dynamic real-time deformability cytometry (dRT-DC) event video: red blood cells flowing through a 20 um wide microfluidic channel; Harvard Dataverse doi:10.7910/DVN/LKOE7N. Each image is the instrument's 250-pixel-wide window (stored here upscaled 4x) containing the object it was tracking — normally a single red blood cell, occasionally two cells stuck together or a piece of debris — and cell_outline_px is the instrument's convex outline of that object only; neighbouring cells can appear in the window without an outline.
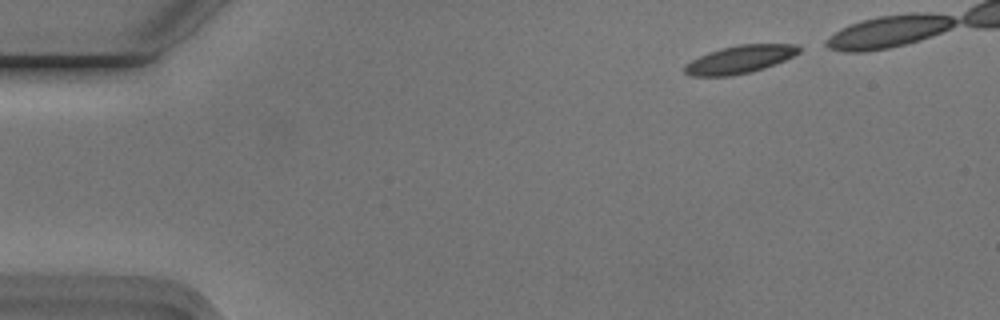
{"species": "Egyptian fruit bat (a non-hibernating species)", "species_latin": "Rousettus aegyptiacus", "temperature_condition": "cold", "stored_images_in_passage": 39, "camera_frame_rate_fps": 3000, "um_per_image_px": 0.085, "animal": {"sex": "male"}, "frame": {"image": 1, "passage_image": 1, "time_ms": 0.0, "image_size_px": [1000, 320], "cell_outline_px": [[800, 52], [784, 60], [764, 68], [752, 72], [732, 76], [692, 76], [684, 72], [684, 64], [708, 52], [720, 48], [740, 44], [796, 44], [800, 48]], "centroid_in_image_um": [62.86, 5.05], "position_along_channel_um": 22.1, "area_um2": 18.55}}
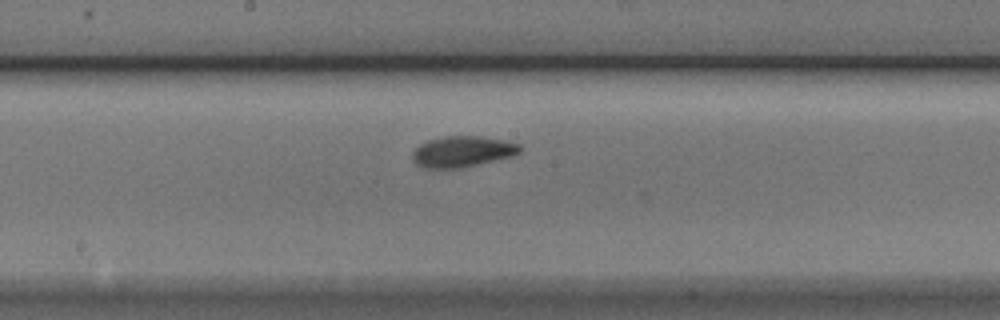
{"frame": {"image": 2, "passage_image": 23, "time_ms": 7.333, "image_size_px": [1000, 320], "cell_outline_px": [[520, 152], [512, 156], [460, 168], [424, 168], [416, 164], [412, 160], [412, 152], [420, 144], [428, 140], [444, 136], [480, 136], [504, 140], [520, 144]], "centroid_in_image_um": [39.27, 12.88], "position_along_channel_um": 208.9, "area_um2": 19.31}}
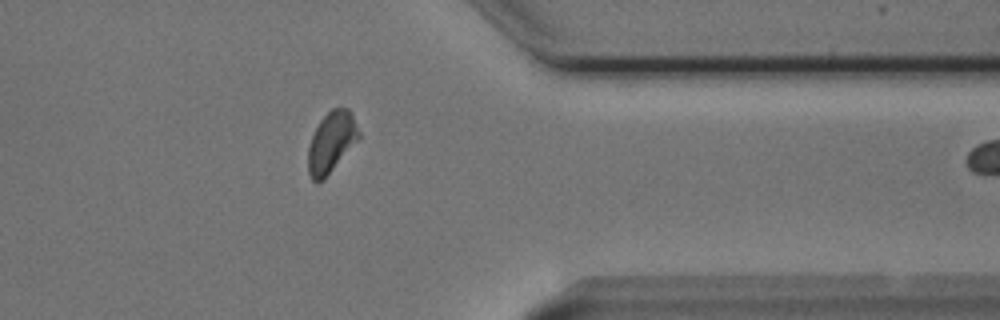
{"frame": {"image": 3, "passage_image": 38, "time_ms": 12.333, "image_size_px": [1000, 320], "cell_outline_px": [[360, 136], [324, 180], [316, 184], [312, 180], [308, 172], [308, 148], [312, 136], [320, 120], [332, 108], [348, 108], [352, 112], [360, 132]], "centroid_in_image_um": [28.16, 12.1], "position_along_channel_um": 383.2, "area_um2": 17.86}}